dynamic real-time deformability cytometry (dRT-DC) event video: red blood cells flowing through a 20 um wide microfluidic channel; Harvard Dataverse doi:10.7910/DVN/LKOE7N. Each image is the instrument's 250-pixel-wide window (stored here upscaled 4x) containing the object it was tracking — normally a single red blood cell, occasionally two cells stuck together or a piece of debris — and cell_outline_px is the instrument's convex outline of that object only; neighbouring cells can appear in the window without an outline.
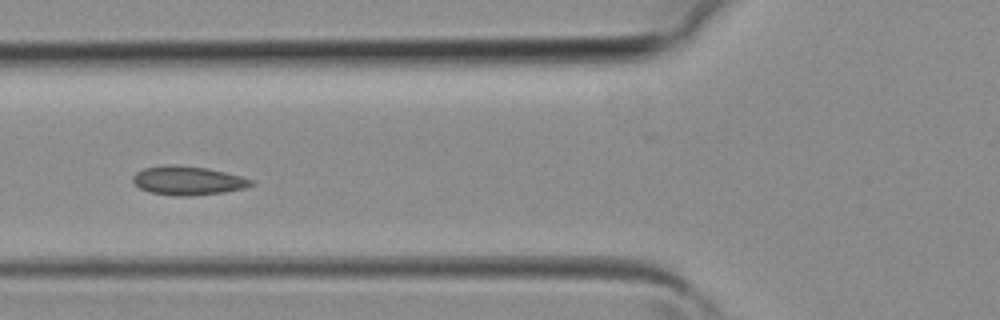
{"species": "common noctule bat (a hibernating species)", "species_latin": "Nyctalus noctula", "temperature_condition": "room temperature", "stored_images_in_passage": 5, "camera_frame_rate_fps": 3000, "um_per_image_px": 0.085, "animal": {"sex": "female", "body_mass_g": 19.3, "forearm_length_mm": 54.1}, "frame": {"image": 1, "passage_image": 5, "time_ms": 1.333, "image_size_px": [1000, 320], "cell_outline_px": [[256, 184], [244, 188], [224, 192], [192, 196], [176, 196], [148, 192], [140, 188], [132, 180], [132, 176], [136, 172], [144, 168], [160, 164], [176, 164], [208, 168], [256, 180]], "centroid_in_image_um": [15.97, 15.34], "position_along_channel_um": 109.8, "area_um2": 20.23}}